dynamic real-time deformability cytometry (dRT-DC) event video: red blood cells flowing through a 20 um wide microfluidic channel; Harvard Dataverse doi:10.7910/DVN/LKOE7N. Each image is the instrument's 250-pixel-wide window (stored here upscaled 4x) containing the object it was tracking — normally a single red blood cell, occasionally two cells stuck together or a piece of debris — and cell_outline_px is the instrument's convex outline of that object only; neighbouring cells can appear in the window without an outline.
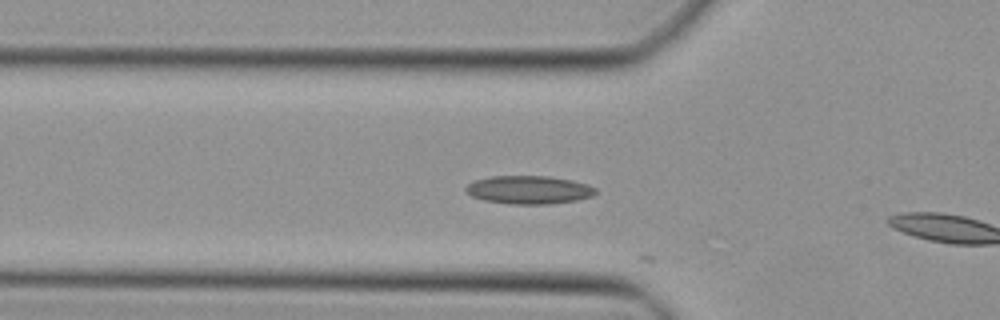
{"species": "Egyptian fruit bat (a non-hibernating species)", "species_latin": "Rousettus aegyptiacus", "temperature_condition": "cold", "stored_images_in_passage": 9, "camera_frame_rate_fps": 3000, "um_per_image_px": 0.085, "animal": {"sex": "female"}, "frame": {"image": 1, "passage_image": 7, "time_ms": 2.0, "image_size_px": [1000, 320], "cell_outline_px": [[596, 192], [592, 196], [576, 200], [548, 204], [512, 204], [484, 200], [472, 196], [464, 188], [468, 184], [476, 180], [492, 176], [548, 176], [572, 180], [588, 184], [596, 188]], "centroid_in_image_um": [44.97, 16.13], "position_along_channel_um": 80.8, "area_um2": 21.21}}